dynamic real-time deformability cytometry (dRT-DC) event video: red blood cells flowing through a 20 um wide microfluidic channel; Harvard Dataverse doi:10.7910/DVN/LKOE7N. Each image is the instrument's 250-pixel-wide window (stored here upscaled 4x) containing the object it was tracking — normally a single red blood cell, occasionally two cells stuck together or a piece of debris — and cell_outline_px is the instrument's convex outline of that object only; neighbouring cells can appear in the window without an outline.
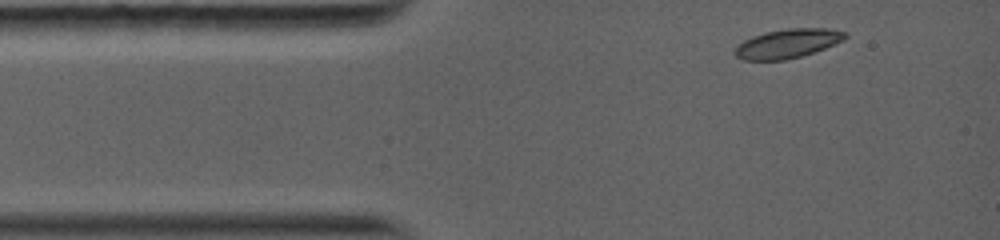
{"species": "common noctule bat (a hibernating species)", "species_latin": "Nyctalus noctula", "temperature_condition": "warm", "stored_images_in_passage": 20, "camera_frame_rate_fps": 5000, "um_per_image_px": 0.085, "animal": {"sex": "female", "body_mass_g": 19.0, "forearm_length_mm": 56.7}, "frame": {"image": 1, "passage_image": 1, "time_ms": 0.0, "image_size_px": [1000, 240], "cell_outline_px": [[848, 36], [844, 40], [824, 48], [800, 56], [784, 60], [744, 60], [736, 56], [732, 52], [744, 40], [752, 36], [764, 32], [788, 28], [828, 28], [848, 32]], "centroid_in_image_um": [66.95, 3.69], "position_along_channel_um": 18.0, "area_um2": 18.67}}
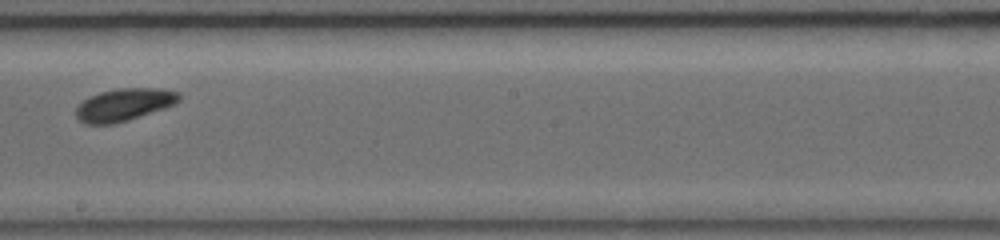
{"frame": {"image": 2, "passage_image": 12, "time_ms": 6.4, "image_size_px": [1000, 240], "cell_outline_px": [[180, 100], [176, 104], [116, 124], [84, 124], [76, 116], [76, 108], [88, 96], [100, 92], [116, 88], [164, 88], [180, 92]], "centroid_in_image_um": [10.57, 8.89], "position_along_channel_um": 237.6, "area_um2": 19.65}}
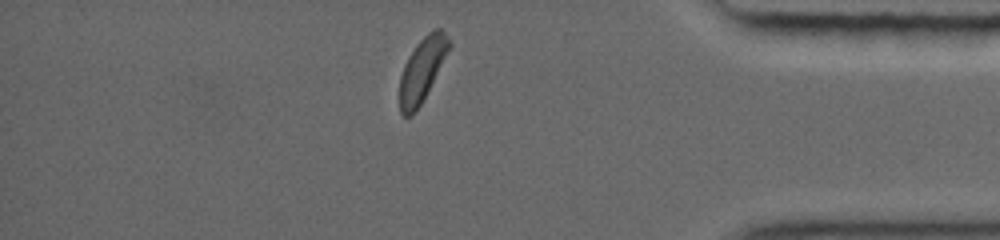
{"frame": {"image": 3, "passage_image": 20, "time_ms": 11.0, "image_size_px": [1000, 240], "cell_outline_px": [[452, 44], [420, 104], [412, 116], [404, 116], [400, 112], [400, 76], [404, 64], [408, 56], [416, 44], [428, 32], [436, 28], [440, 28], [452, 40]], "centroid_in_image_um": [35.88, 5.88], "position_along_channel_um": 399.3, "area_um2": 18.03}, "authors_computed_cell_mechanics": {"area_um2": 18.785, "velocity_mm_per_s": 4.0736, "shape_relaxation_time_tau1_ms": 2.0962, "shape_relaxation_time_tau2_ms": null, "deformation_change_tau1": 0.0816, "deformation_change_tau2": null}}